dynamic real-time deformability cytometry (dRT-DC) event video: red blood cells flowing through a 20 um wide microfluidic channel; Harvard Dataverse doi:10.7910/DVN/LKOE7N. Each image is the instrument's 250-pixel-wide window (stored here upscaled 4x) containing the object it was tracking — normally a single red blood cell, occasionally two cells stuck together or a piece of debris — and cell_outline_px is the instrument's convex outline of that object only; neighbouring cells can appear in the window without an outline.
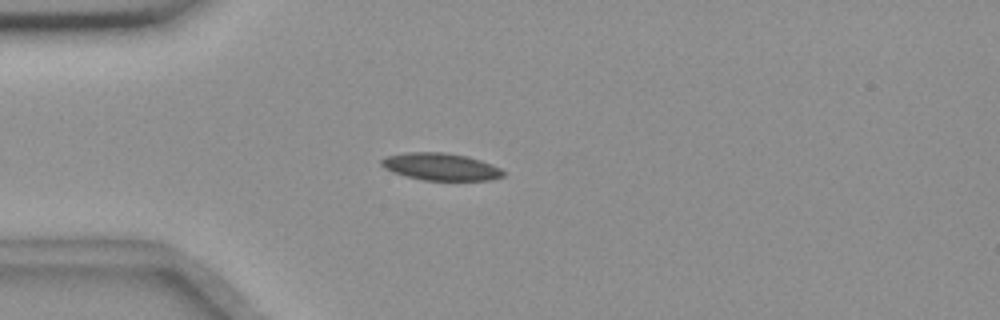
{"species": "common noctule bat (a hibernating species)", "species_latin": "Nyctalus noctula", "temperature_condition": "room temperature", "stored_images_in_passage": 56, "camera_frame_rate_fps": 3000, "um_per_image_px": 0.085, "animal": {"sex": "female", "body_mass_g": 18.4}, "frame": {"image": 1, "passage_image": 15, "time_ms": 4.667, "image_size_px": [1000, 320], "cell_outline_px": [[504, 176], [492, 180], [424, 180], [392, 172], [384, 168], [380, 164], [380, 160], [384, 156], [404, 152], [444, 152], [468, 156], [492, 164], [500, 168], [504, 172]], "centroid_in_image_um": [37.44, 14.16], "position_along_channel_um": 47.6, "area_um2": 19.48}}
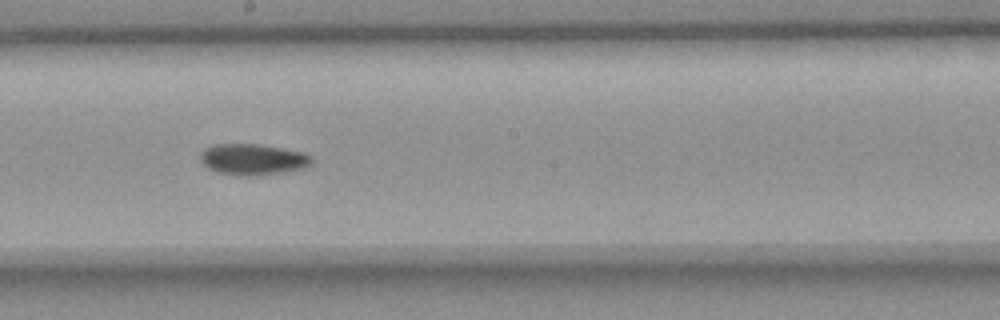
{"frame": {"image": 2, "passage_image": 31, "time_ms": 10.0, "image_size_px": [1000, 320], "cell_outline_px": [[312, 164], [304, 168], [284, 172], [256, 176], [236, 176], [216, 172], [208, 168], [200, 160], [200, 152], [204, 148], [212, 144], [260, 144], [304, 152], [312, 156]], "centroid_in_image_um": [21.48, 13.55], "position_along_channel_um": 226.7, "area_um2": 20.58}}
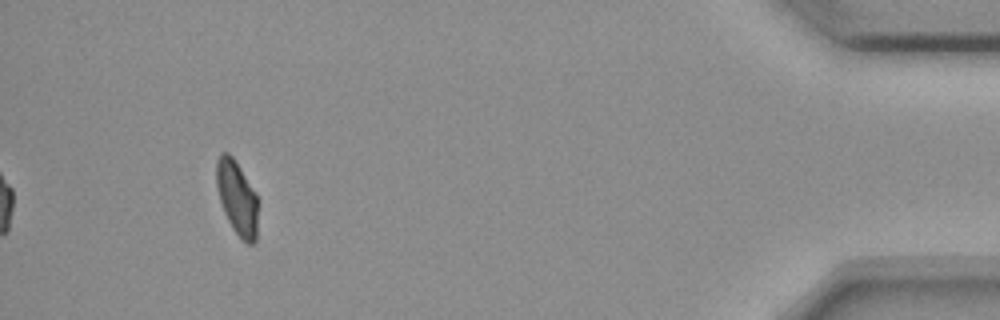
{"frame": {"image": 3, "passage_image": 52, "time_ms": 17.0, "image_size_px": [1000, 320], "cell_outline_px": [[260, 200], [256, 240], [252, 244], [248, 244], [232, 228], [224, 212], [220, 200], [216, 184], [216, 160], [220, 152], [228, 152], [236, 160], [256, 192]], "centroid_in_image_um": [20.19, 16.78], "position_along_channel_um": 415.0, "area_um2": 18.5}}